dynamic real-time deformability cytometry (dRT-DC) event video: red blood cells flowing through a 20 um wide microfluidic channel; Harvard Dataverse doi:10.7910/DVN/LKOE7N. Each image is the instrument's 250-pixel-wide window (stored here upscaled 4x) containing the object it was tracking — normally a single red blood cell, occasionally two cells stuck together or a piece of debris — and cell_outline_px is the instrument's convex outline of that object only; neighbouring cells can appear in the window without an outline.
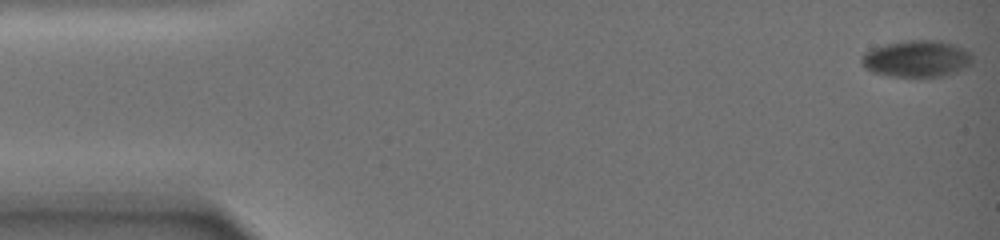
{"species": "common noctule bat (a hibernating species)", "species_latin": "Nyctalus noctula", "temperature_condition": "warm", "stored_images_in_passage": 48, "camera_frame_rate_fps": 3000, "um_per_image_px": 0.085, "animal": {"sex": "female", "body_mass_g": 19.0, "forearm_length_mm": 51.5}, "frame": {"image": 1, "passage_image": 1, "time_ms": 0.0, "image_size_px": [1000, 240], "cell_outline_px": [[972, 64], [956, 72], [944, 76], [892, 76], [872, 72], [864, 68], [860, 60], [860, 56], [864, 52], [872, 48], [884, 44], [908, 40], [940, 40], [956, 44], [972, 52]], "centroid_in_image_um": [77.93, 4.97], "position_along_channel_um": 7.1, "area_um2": 24.04}}
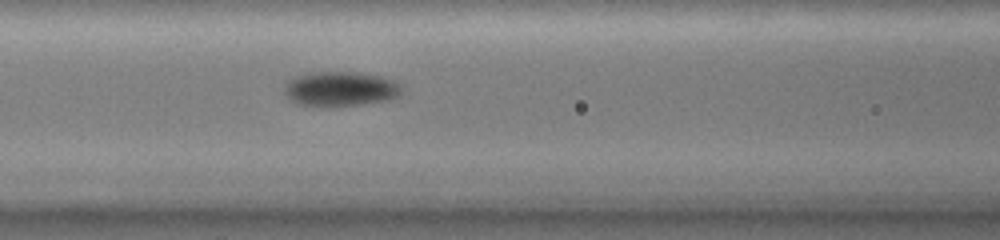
{"frame": {"image": 2, "passage_image": 22, "time_ms": 8.333, "image_size_px": [1000, 240], "cell_outline_px": [[400, 96], [388, 100], [332, 108], [296, 104], [284, 92], [284, 88], [288, 80], [292, 76], [308, 72], [356, 72], [380, 76], [392, 80], [400, 84]], "centroid_in_image_um": [28.89, 7.57], "position_along_channel_um": 137.7, "area_um2": 24.1}}
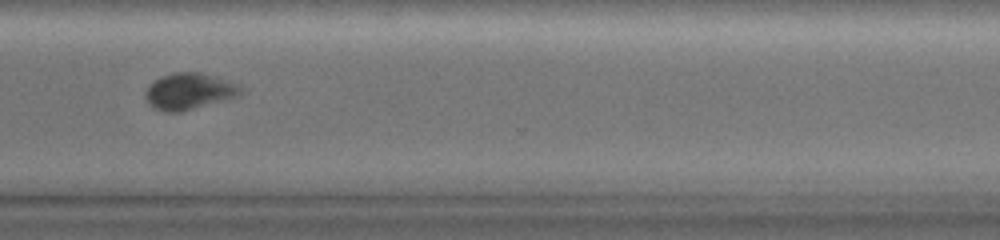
{"frame": {"image": 3, "passage_image": 37, "time_ms": 15.0, "image_size_px": [1000, 240], "cell_outline_px": [[244, 92], [236, 96], [180, 112], [164, 112], [152, 108], [144, 96], [144, 92], [160, 76], [176, 72], [200, 72], [228, 80], [244, 88]], "centroid_in_image_um": [16.06, 7.76], "position_along_channel_um": 354.5, "area_um2": 20.06}, "authors_computed_cell_mechanics": {"area_um2": 23.3223, "velocity_mm_per_s": 3.248, "shape_relaxation_time_tau1_ms": 9.8117, "shape_relaxation_time_tau2_ms": 1.4376, "deformation_change_tau1": 0.176, "deformation_change_tau2": 0.0448}}